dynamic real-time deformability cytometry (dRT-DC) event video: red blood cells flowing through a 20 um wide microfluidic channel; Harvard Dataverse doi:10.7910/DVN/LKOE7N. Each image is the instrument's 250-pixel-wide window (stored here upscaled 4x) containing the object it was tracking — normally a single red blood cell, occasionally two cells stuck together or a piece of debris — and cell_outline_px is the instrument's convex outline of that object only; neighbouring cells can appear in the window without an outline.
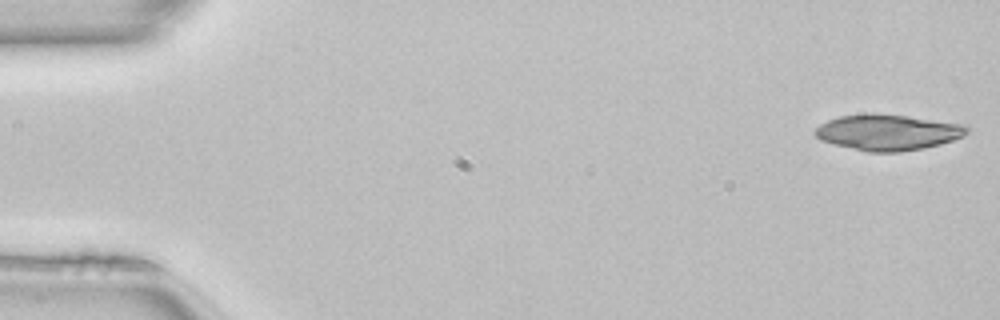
{"species": "common noctule bat (a hibernating species)", "species_latin": "Nyctalus noctula", "temperature_condition": "room temperature", "stored_images_in_passage": 49, "camera_frame_rate_fps": 3000, "um_per_image_px": 0.085, "animal": {"sex": "female", "body_mass_g": 22.7, "forearm_length_mm": 54.2}, "frame": {"image": 1, "passage_image": 1, "time_ms": 0.0, "image_size_px": [1000, 320], "cell_outline_px": [[972, 128], [964, 136], [940, 144], [924, 148], [900, 152], [868, 152], [832, 144], [820, 140], [816, 136], [816, 128], [820, 124], [828, 120], [840, 116], [872, 112], [876, 112], [908, 116], [968, 124]], "centroid_in_image_um": [75.51, 11.23], "position_along_channel_um": 9.5, "area_um2": 32.19}}